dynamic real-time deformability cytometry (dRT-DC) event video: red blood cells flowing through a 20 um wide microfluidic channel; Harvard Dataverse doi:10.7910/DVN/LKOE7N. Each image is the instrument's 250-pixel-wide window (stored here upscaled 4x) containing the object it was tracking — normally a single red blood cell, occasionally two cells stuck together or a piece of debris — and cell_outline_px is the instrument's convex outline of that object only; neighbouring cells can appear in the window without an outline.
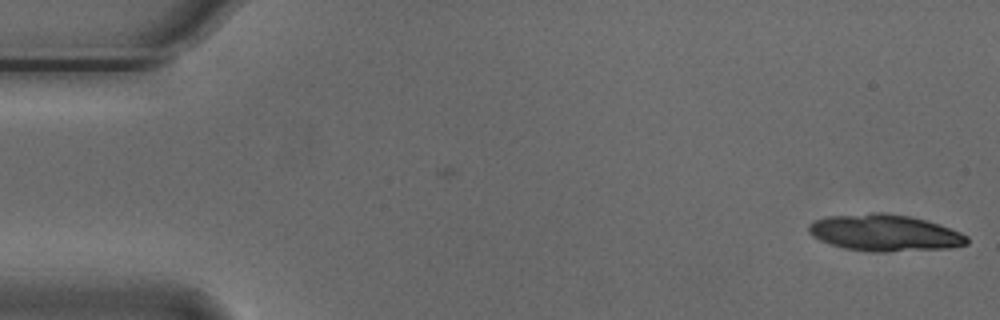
{"species": "Egyptian fruit bat (a non-hibernating species)", "species_latin": "Rousettus aegyptiacus", "temperature_condition": "cold", "stored_images_in_passage": 6, "camera_frame_rate_fps": 3000, "um_per_image_px": 0.085, "animal": {"sex": "male"}, "frame": {"image": 1, "passage_image": 6, "time_ms": 1.667, "image_size_px": [1000, 320], "cell_outline_px": [[968, 244], [952, 248], [888, 252], [868, 252], [844, 248], [820, 240], [812, 236], [808, 232], [808, 224], [824, 216], [872, 212], [884, 212], [908, 216], [924, 220], [960, 232], [968, 236]], "centroid_in_image_um": [75.17, 19.79], "position_along_channel_um": 9.8, "area_um2": 33.99}}